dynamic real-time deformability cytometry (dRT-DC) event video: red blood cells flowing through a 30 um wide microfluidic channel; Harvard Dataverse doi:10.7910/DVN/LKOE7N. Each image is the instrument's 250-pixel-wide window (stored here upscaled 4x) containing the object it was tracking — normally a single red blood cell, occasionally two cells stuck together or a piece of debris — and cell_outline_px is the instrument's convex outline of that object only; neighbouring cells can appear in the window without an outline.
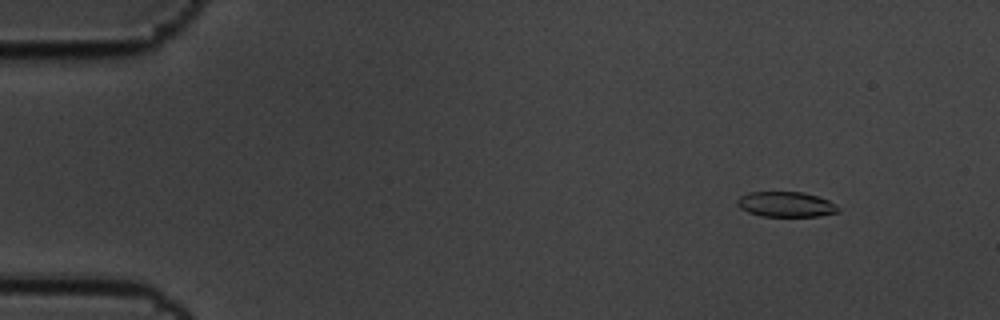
{"species": "common noctule bat (a hibernating species)", "species_latin": "Nyctalus noctula", "temperature_condition": "cold", "stored_images_in_passage": 7, "camera_frame_rate_fps": 3000, "um_per_image_px": 0.085, "animal": {"sex": "male", "body_mass_g": 19.5, "forearm_length_mm": 54.6}, "frame": {"image": 1, "passage_image": 2, "time_ms": 0.333, "image_size_px": [1000, 320], "cell_outline_px": [[840, 212], [820, 216], [760, 216], [748, 212], [740, 208], [736, 204], [736, 200], [740, 196], [748, 192], [804, 192], [828, 200], [836, 204], [840, 208]], "centroid_in_image_um": [66.8, 17.37], "position_along_channel_um": 18.2, "area_um2": 14.97}}
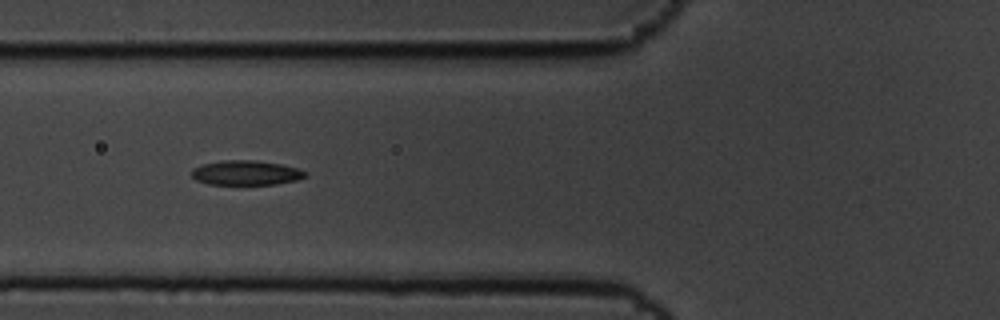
{"frame": {"image": 2, "passage_image": 6, "time_ms": 1.667, "image_size_px": [1000, 320], "cell_outline_px": [[308, 176], [296, 180], [276, 184], [208, 184], [196, 180], [192, 176], [192, 168], [204, 164], [224, 160], [256, 160], [280, 164], [300, 168], [308, 172]], "centroid_in_image_um": [20.96, 14.68], "position_along_channel_um": 104.8, "area_um2": 16.36}}
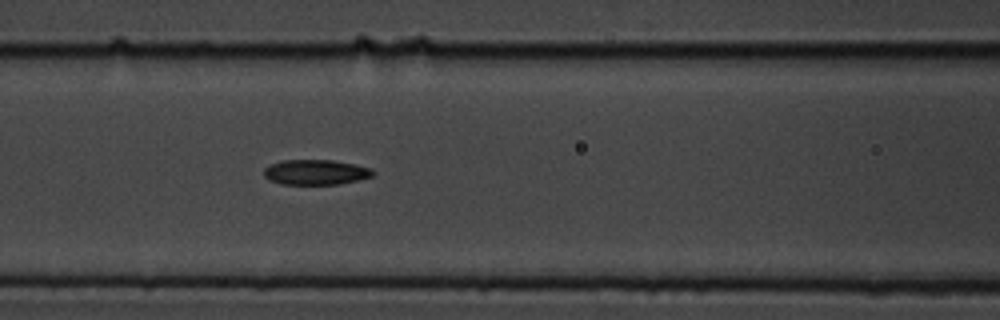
{"frame": {"image": 3, "passage_image": 7, "time_ms": 2.0, "image_size_px": [1000, 320], "cell_outline_px": [[376, 172], [372, 176], [360, 180], [340, 184], [280, 184], [268, 180], [264, 176], [264, 168], [272, 164], [284, 160], [332, 160], [356, 164], [372, 168]], "centroid_in_image_um": [26.87, 14.64], "position_along_channel_um": 139.7, "area_um2": 16.13}}